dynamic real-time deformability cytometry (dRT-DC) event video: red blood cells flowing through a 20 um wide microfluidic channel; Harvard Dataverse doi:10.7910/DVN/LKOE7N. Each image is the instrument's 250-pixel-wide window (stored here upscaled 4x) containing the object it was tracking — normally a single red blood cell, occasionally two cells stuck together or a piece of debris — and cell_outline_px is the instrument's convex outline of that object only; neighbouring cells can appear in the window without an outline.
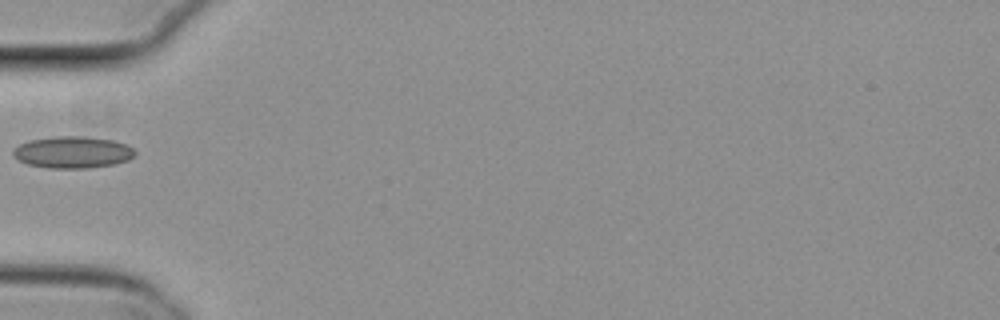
{"species": "common noctule bat (a hibernating species)", "species_latin": "Nyctalus noctula", "temperature_condition": "cold", "stored_images_in_passage": 36, "camera_frame_rate_fps": 3000, "um_per_image_px": 0.085, "animal": {"sex": "female", "body_mass_g": 29.2, "forearm_length_mm": 56.3}, "frame": {"image": 1, "passage_image": 1, "time_ms": 0.0, "image_size_px": [1000, 320], "cell_outline_px": [[136, 152], [128, 160], [112, 164], [88, 168], [48, 168], [28, 164], [12, 156], [12, 148], [28, 140], [56, 136], [84, 136], [112, 140], [128, 144]], "centroid_in_image_um": [6.14, 12.93], "position_along_channel_um": 78.9, "area_um2": 22.6}}
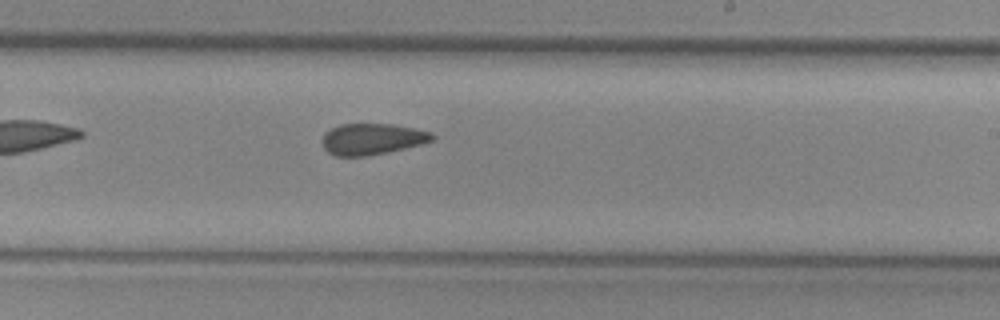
{"frame": {"image": 2, "passage_image": 15, "time_ms": 4.667, "image_size_px": [1000, 320], "cell_outline_px": [[436, 136], [432, 140], [420, 144], [404, 148], [368, 156], [336, 156], [328, 152], [320, 144], [320, 140], [324, 132], [340, 124], [392, 124], [432, 132]], "centroid_in_image_um": [31.57, 11.82], "position_along_channel_um": 257.4, "area_um2": 20.06}}
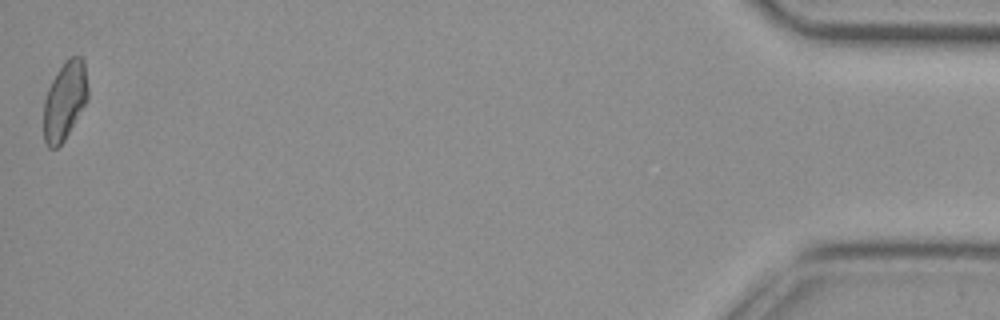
{"frame": {"image": 3, "passage_image": 36, "time_ms": 11.667, "image_size_px": [1000, 320], "cell_outline_px": [[88, 100], [64, 140], [56, 148], [48, 148], [44, 140], [44, 100], [48, 88], [56, 72], [64, 60], [68, 56], [80, 56], [84, 60], [88, 88]], "centroid_in_image_um": [5.51, 8.52], "position_along_channel_um": 429.7, "area_um2": 20.35}}